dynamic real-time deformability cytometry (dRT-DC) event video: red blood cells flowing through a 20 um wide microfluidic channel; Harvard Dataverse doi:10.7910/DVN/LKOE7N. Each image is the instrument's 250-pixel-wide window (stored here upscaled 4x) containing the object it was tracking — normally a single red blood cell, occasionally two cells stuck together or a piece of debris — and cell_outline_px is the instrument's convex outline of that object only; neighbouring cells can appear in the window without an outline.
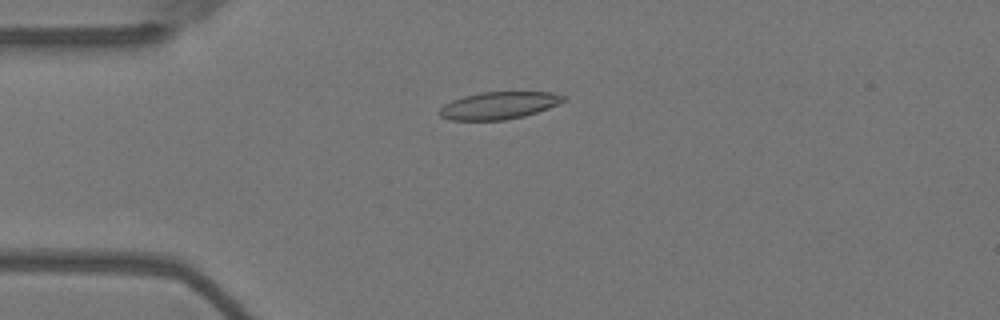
{"species": "Egyptian fruit bat (a non-hibernating species)", "species_latin": "Rousettus aegyptiacus", "temperature_condition": "warm", "stored_images_in_passage": 56, "camera_frame_rate_fps": 3000, "um_per_image_px": 0.085, "animal": {"sex": "female"}, "frame": {"image": 1, "passage_image": 14, "time_ms": 4.333, "image_size_px": [1000, 320], "cell_outline_px": [[564, 100], [548, 108], [524, 116], [504, 120], [452, 120], [440, 116], [440, 108], [444, 104], [452, 100], [464, 96], [480, 92], [552, 92], [564, 96]], "centroid_in_image_um": [42.37, 8.96], "position_along_channel_um": 42.6, "area_um2": 19.48}}
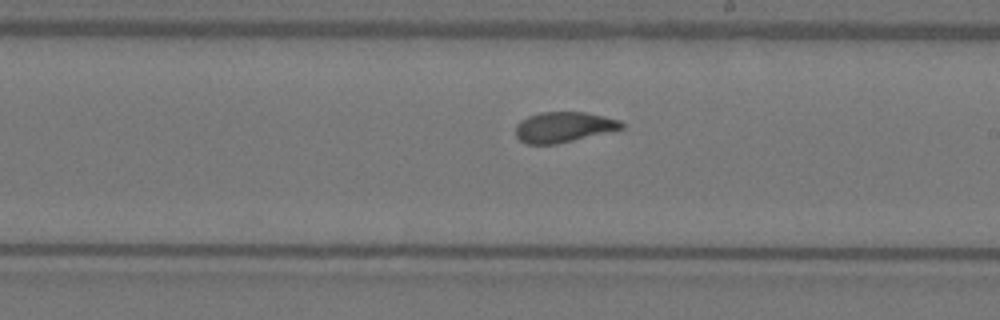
{"frame": {"image": 2, "passage_image": 32, "time_ms": 10.333, "image_size_px": [1000, 320], "cell_outline_px": [[624, 128], [556, 144], [528, 144], [520, 140], [516, 136], [516, 124], [520, 120], [528, 116], [540, 112], [588, 112], [620, 120], [624, 124]], "centroid_in_image_um": [47.89, 10.79], "position_along_channel_um": 241.1, "area_um2": 18.73}}
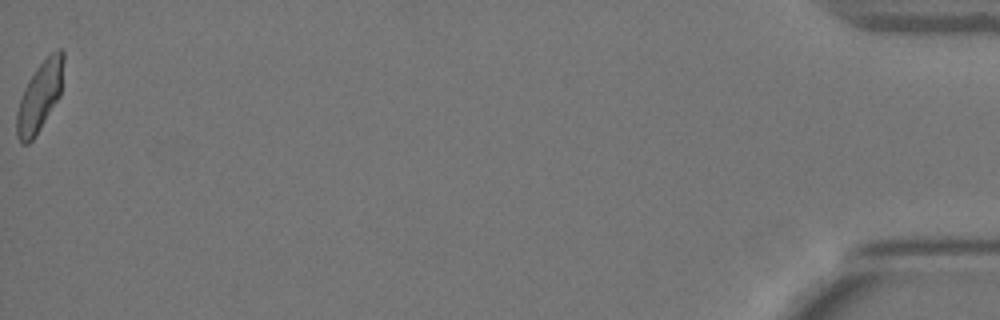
{"frame": {"image": 3, "passage_image": 56, "time_ms": 18.333, "image_size_px": [1000, 320], "cell_outline_px": [[64, 60], [60, 96], [36, 136], [28, 144], [20, 144], [16, 136], [16, 112], [24, 88], [28, 80], [36, 68], [56, 48], [60, 48], [64, 52]], "centroid_in_image_um": [3.37, 8.22], "position_along_channel_um": 431.8, "area_um2": 19.13}, "authors_computed_cell_mechanics": {"area_um2": 19.5653, "velocity_mm_per_s": 3.6609, "shape_relaxation_time_tau1_ms": 5.3498, "shape_relaxation_time_tau2_ms": 0.7957, "deformation_change_tau1": 0.1838, "deformation_change_tau2": 0.0721}}